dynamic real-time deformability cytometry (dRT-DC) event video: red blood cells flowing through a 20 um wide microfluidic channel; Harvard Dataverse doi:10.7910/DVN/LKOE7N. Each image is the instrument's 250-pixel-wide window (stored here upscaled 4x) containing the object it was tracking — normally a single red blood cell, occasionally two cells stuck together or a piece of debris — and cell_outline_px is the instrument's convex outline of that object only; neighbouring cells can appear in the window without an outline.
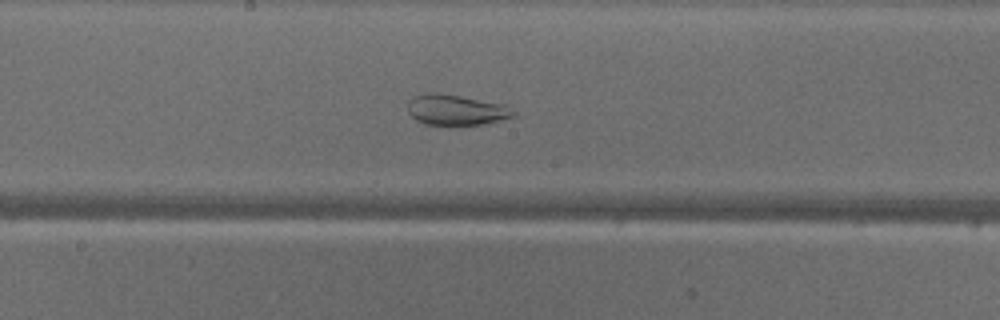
{"species": "common noctule bat (a hibernating species)", "species_latin": "Nyctalus noctula", "temperature_condition": "warm", "stored_images_in_passage": 43, "camera_frame_rate_fps": 3000, "um_per_image_px": 0.085, "animal": {"sex": "male", "body_mass_g": 18.8}, "frame": {"image": 1, "passage_image": 19, "time_ms": 6.0, "image_size_px": [1000, 320], "cell_outline_px": [[516, 116], [500, 120], [480, 124], [424, 124], [416, 120], [408, 112], [408, 100], [416, 96], [428, 92], [436, 92], [460, 96], [504, 104], [516, 112]], "centroid_in_image_um": [38.76, 9.33], "position_along_channel_um": 209.4, "area_um2": 18.61}, "authors_computed_cell_mechanics": {"area_um2": 28.4954, "velocity_mm_per_s": 4.1175, "shape_relaxation_time_tau1_ms": null, "shape_relaxation_time_tau2_ms": 0.7537, "deformation_change_tau1": null, "deformation_change_tau2": 0.0729}}